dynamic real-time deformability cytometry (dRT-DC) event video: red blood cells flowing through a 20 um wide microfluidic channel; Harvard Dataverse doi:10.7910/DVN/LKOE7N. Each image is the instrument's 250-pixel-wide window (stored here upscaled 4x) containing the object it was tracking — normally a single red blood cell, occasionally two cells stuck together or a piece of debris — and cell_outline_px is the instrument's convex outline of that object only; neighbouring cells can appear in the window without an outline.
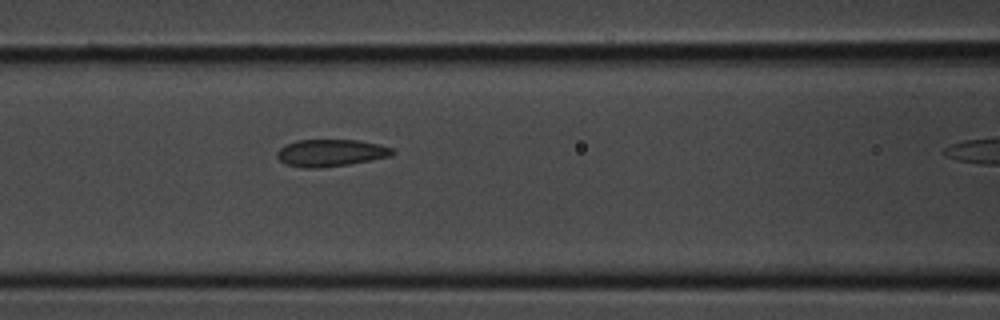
{"species": "common noctule bat (a hibernating species)", "species_latin": "Nyctalus noctula", "temperature_condition": "room temperature", "stored_images_in_passage": 11, "camera_frame_rate_fps": 3000, "um_per_image_px": 0.085, "animal": {"sex": "male", "body_mass_g": 20.1, "forearm_length_mm": 53.5}, "frame": {"image": 1, "passage_image": 10, "time_ms": 3.0, "image_size_px": [1000, 320], "cell_outline_px": [[396, 152], [392, 156], [348, 164], [320, 168], [300, 168], [288, 164], [280, 160], [276, 156], [276, 152], [284, 144], [296, 140], [356, 140], [380, 144], [392, 148]], "centroid_in_image_um": [28.1, 12.99], "position_along_channel_um": 138.5, "area_um2": 18.32}}